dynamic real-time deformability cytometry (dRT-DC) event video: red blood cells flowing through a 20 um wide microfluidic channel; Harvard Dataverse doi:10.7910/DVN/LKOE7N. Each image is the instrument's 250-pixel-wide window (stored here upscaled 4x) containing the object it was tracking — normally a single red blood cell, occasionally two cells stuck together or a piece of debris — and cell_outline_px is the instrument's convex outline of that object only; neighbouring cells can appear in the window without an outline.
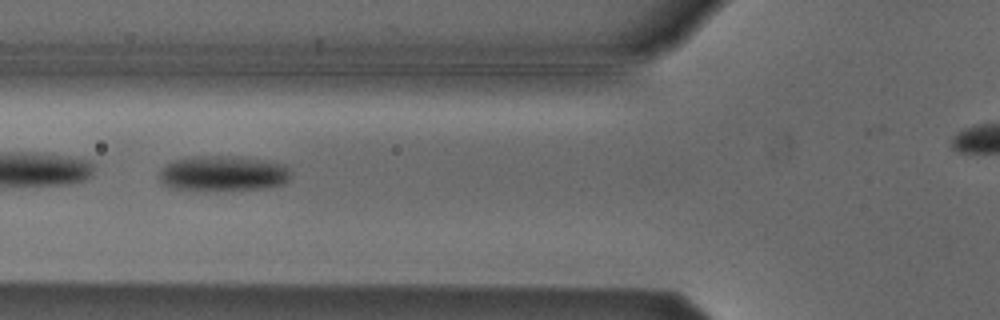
{"species": "Egyptian fruit bat (a non-hibernating species)", "species_latin": "Rousettus aegyptiacus", "temperature_condition": "cold", "stored_images_in_passage": 9, "camera_frame_rate_fps": 3000, "um_per_image_px": 0.085, "animal": {"sex": "male"}, "frame": {"image": 1, "passage_image": 6, "time_ms": 1.667, "image_size_px": [1000, 320], "cell_outline_px": [[292, 172], [288, 180], [284, 184], [264, 188], [168, 188], [160, 180], [160, 168], [164, 164], [172, 160], [184, 156], [236, 156], [284, 164]], "centroid_in_image_um": [18.93, 14.69], "position_along_channel_um": 106.9, "area_um2": 26.59}}
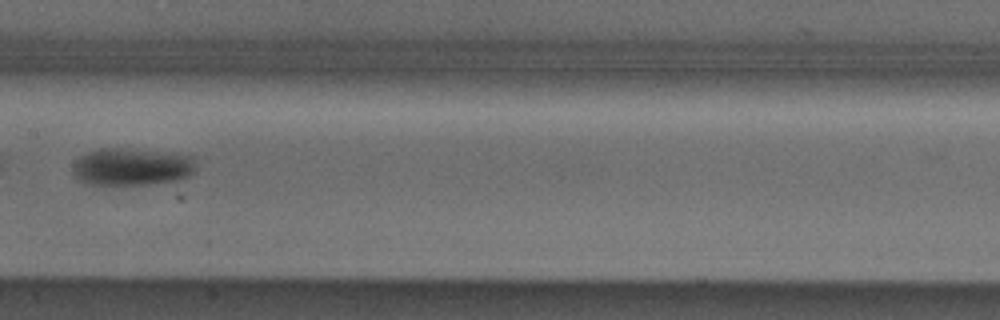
{"frame": {"image": 2, "passage_image": 8, "time_ms": 2.333, "image_size_px": [1000, 320], "cell_outline_px": [[196, 172], [188, 176], [176, 180], [148, 184], [88, 184], [80, 180], [72, 172], [72, 168], [76, 160], [80, 156], [88, 152], [100, 148], [120, 148], [192, 156], [196, 160]], "centroid_in_image_um": [11.2, 14.18], "position_along_channel_um": 196.2, "area_um2": 26.53}}
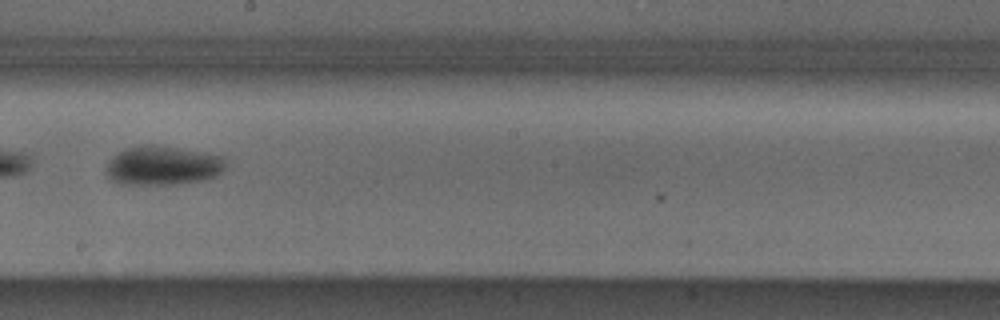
{"frame": {"image": 3, "passage_image": 9, "time_ms": 2.667, "image_size_px": [1000, 320], "cell_outline_px": [[224, 168], [216, 176], [208, 180], [180, 184], [120, 184], [112, 180], [104, 172], [104, 168], [108, 160], [112, 156], [124, 148], [144, 144], [156, 144], [224, 156]], "centroid_in_image_um": [13.79, 14.07], "position_along_channel_um": 234.4, "area_um2": 27.74}}